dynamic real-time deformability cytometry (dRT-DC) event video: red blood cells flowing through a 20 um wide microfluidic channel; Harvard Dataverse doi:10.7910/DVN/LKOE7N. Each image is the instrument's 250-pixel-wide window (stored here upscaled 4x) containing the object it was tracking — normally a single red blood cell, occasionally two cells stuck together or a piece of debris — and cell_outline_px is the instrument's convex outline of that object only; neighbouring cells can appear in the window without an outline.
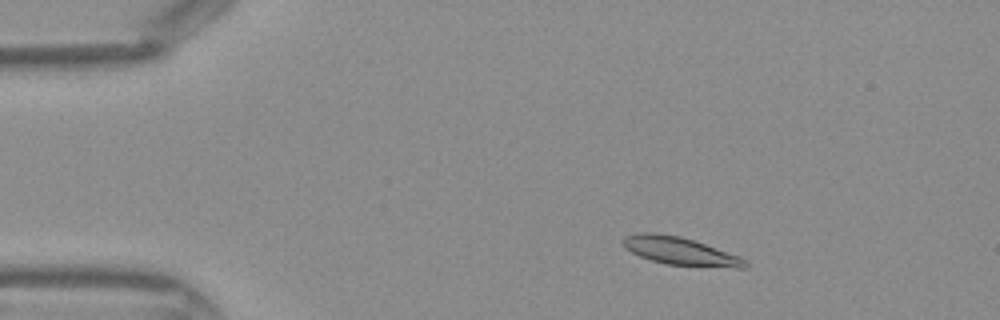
{"species": "Egyptian fruit bat (a non-hibernating species)", "species_latin": "Rousettus aegyptiacus", "temperature_condition": "warm", "stored_images_in_passage": 43, "camera_frame_rate_fps": 3000, "um_per_image_px": 0.085, "frame": {"image": 1, "passage_image": 6, "time_ms": 1.667, "image_size_px": [1000, 320], "cell_outline_px": [[748, 268], [736, 268], [668, 264], [652, 260], [640, 256], [624, 248], [620, 240], [624, 236], [636, 232], [656, 232], [680, 236], [740, 256], [748, 264]], "centroid_in_image_um": [57.76, 21.32], "position_along_channel_um": 27.2, "area_um2": 19.83}}
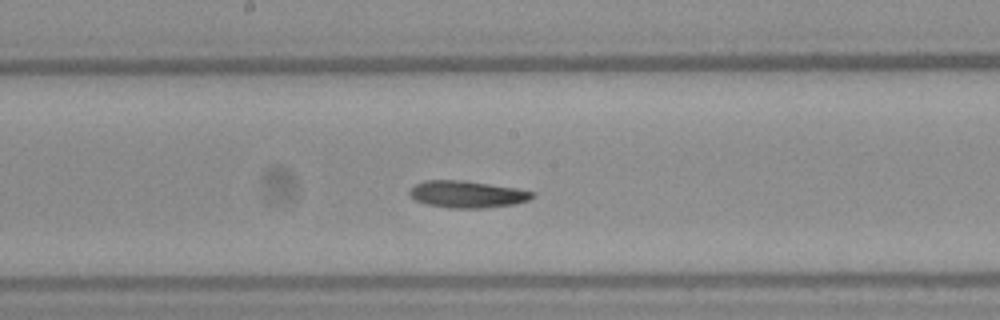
{"frame": {"image": 2, "passage_image": 22, "time_ms": 7.0, "image_size_px": [1000, 320], "cell_outline_px": [[536, 196], [532, 200], [516, 204], [484, 208], [448, 208], [428, 204], [416, 200], [408, 192], [416, 184], [424, 180], [464, 180], [516, 188], [536, 192]], "centroid_in_image_um": [39.79, 16.51], "position_along_channel_um": 208.4, "area_um2": 19.42}}
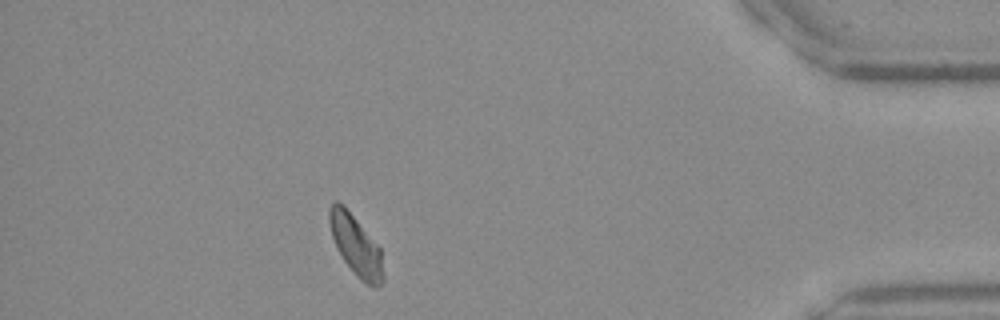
{"frame": {"image": 3, "passage_image": 38, "time_ms": 12.333, "image_size_px": [1000, 320], "cell_outline_px": [[384, 280], [376, 288], [372, 288], [360, 280], [356, 276], [344, 260], [336, 248], [332, 236], [328, 220], [328, 208], [336, 200], [344, 204], [380, 248], [384, 276]], "centroid_in_image_um": [30.24, 20.86], "position_along_channel_um": 405.0, "area_um2": 19.07}}